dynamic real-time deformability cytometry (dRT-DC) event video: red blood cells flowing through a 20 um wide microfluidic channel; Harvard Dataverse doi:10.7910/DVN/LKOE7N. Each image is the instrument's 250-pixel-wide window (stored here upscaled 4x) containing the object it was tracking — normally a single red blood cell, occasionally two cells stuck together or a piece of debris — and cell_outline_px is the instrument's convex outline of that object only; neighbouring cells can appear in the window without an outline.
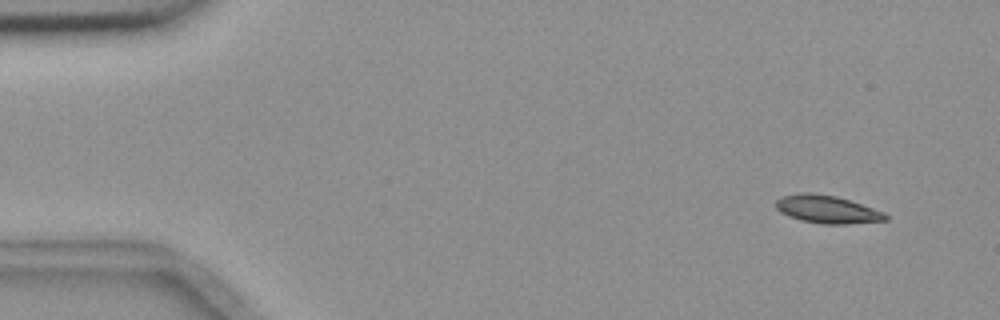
{"species": "common noctule bat (a hibernating species)", "species_latin": "Nyctalus noctula", "temperature_condition": "room temperature", "stored_images_in_passage": 4, "camera_frame_rate_fps": 3000, "um_per_image_px": 0.085, "animal": {"sex": "female", "body_mass_g": 18.4}, "frame": {"image": 1, "passage_image": 1, "time_ms": 0.0, "image_size_px": [1000, 320], "cell_outline_px": [[888, 220], [848, 224], [820, 224], [800, 220], [788, 216], [780, 212], [776, 208], [776, 200], [780, 196], [800, 192], [812, 192], [836, 196], [884, 212], [888, 216]], "centroid_in_image_um": [70.26, 17.79], "position_along_channel_um": 14.7, "area_um2": 17.92}}
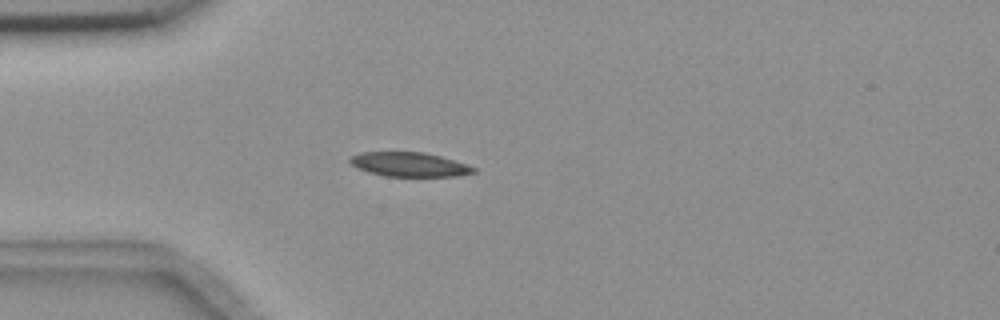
{"frame": {"image": 2, "passage_image": 3, "time_ms": 3.667, "image_size_px": [1000, 320], "cell_outline_px": [[476, 172], [456, 176], [388, 176], [368, 172], [352, 164], [348, 160], [352, 156], [360, 152], [424, 152], [440, 156], [476, 168]], "centroid_in_image_um": [34.78, 13.97], "position_along_channel_um": 50.2, "area_um2": 17.17}}